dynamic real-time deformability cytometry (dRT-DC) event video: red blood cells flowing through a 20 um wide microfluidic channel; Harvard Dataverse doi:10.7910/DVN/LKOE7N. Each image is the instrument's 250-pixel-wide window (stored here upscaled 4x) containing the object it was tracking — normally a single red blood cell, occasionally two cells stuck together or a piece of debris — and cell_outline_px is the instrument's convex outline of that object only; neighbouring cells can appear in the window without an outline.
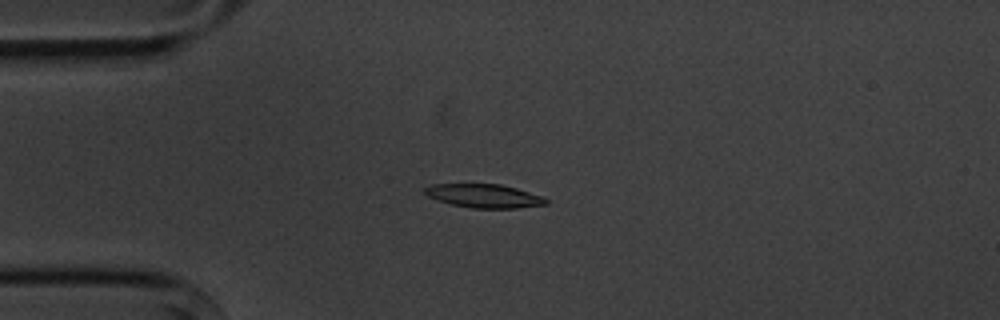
{"species": "common noctule bat (a hibernating species)", "species_latin": "Nyctalus noctula", "temperature_condition": "cold", "stored_images_in_passage": 10, "camera_frame_rate_fps": 3000, "um_per_image_px": 0.085, "animal": {"sex": "male", "body_mass_g": 20.1, "forearm_length_mm": 53.5}, "frame": {"image": 1, "passage_image": 4, "time_ms": 3.667, "image_size_px": [1000, 320], "cell_outline_px": [[548, 204], [516, 208], [472, 208], [452, 204], [436, 200], [428, 196], [424, 192], [424, 188], [432, 184], [500, 184], [516, 188], [544, 196], [548, 200]], "centroid_in_image_um": [41.16, 16.65], "position_along_channel_um": 43.8, "area_um2": 16.7}}
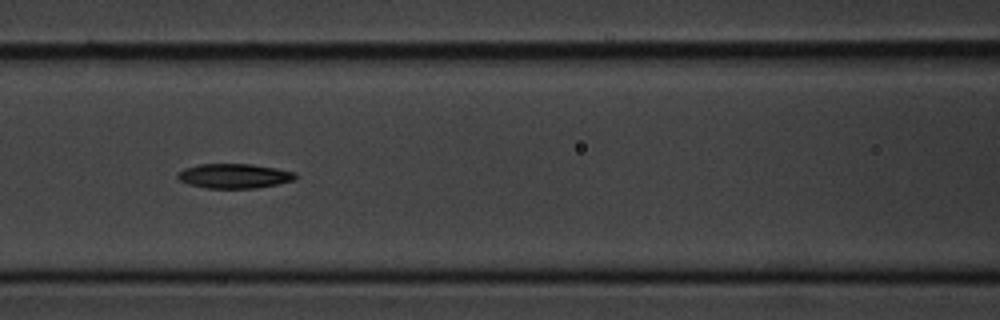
{"frame": {"image": 2, "passage_image": 7, "time_ms": 7.0, "image_size_px": [1000, 320], "cell_outline_px": [[296, 180], [256, 188], [208, 188], [188, 184], [180, 180], [176, 176], [176, 172], [184, 168], [200, 164], [252, 164], [276, 168], [296, 172]], "centroid_in_image_um": [19.9, 14.95], "position_along_channel_um": 146.7, "area_um2": 16.94}}
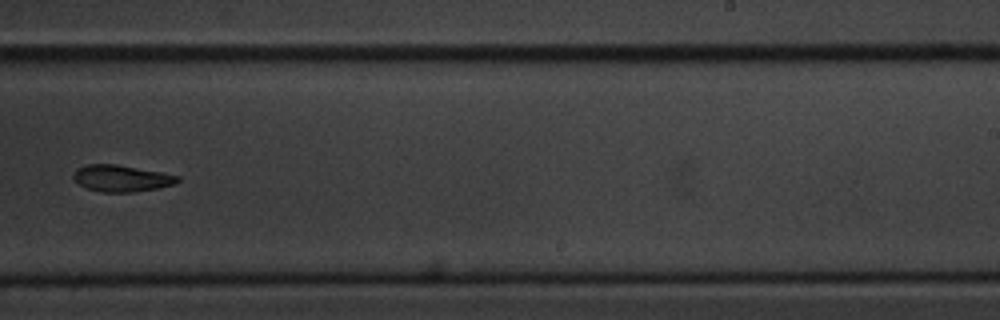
{"frame": {"image": 3, "passage_image": 10, "time_ms": 10.667, "image_size_px": [1000, 320], "cell_outline_px": [[180, 180], [176, 184], [156, 188], [132, 192], [100, 192], [84, 188], [72, 176], [76, 168], [88, 164], [116, 164], [160, 172], [180, 176]], "centroid_in_image_um": [10.31, 15.16], "position_along_channel_um": 278.7, "area_um2": 16.13}}